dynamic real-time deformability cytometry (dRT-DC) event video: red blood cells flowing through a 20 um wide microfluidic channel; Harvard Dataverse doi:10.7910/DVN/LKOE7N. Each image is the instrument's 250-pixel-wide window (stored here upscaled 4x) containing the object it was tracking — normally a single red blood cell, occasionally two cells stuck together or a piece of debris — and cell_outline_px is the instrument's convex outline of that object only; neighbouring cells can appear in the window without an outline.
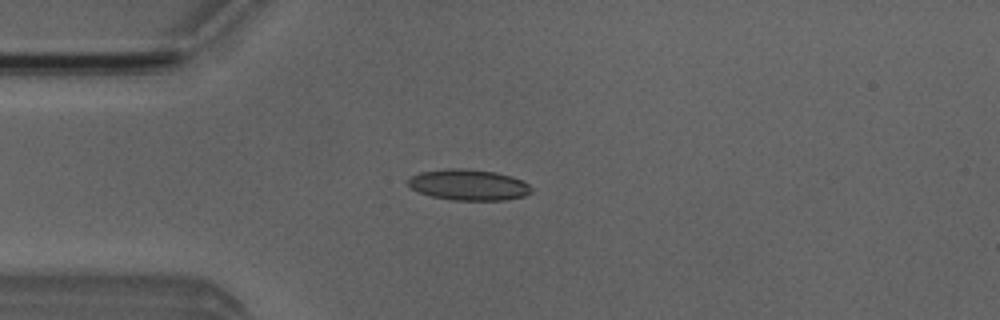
{"species": "Egyptian fruit bat (a non-hibernating species)", "species_latin": "Rousettus aegyptiacus", "temperature_condition": "room temperature", "stored_images_in_passage": 5, "camera_frame_rate_fps": 3000, "um_per_image_px": 0.085, "animal": {"sex": "male"}, "frame": {"image": 1, "passage_image": 4, "time_ms": 3.667, "image_size_px": [1000, 320], "cell_outline_px": [[532, 192], [524, 196], [504, 200], [452, 200], [432, 196], [416, 192], [408, 184], [408, 180], [412, 176], [420, 172], [448, 168], [468, 168], [496, 172], [512, 176], [528, 184], [532, 188]], "centroid_in_image_um": [39.83, 15.7], "position_along_channel_um": 45.2, "area_um2": 22.31}}